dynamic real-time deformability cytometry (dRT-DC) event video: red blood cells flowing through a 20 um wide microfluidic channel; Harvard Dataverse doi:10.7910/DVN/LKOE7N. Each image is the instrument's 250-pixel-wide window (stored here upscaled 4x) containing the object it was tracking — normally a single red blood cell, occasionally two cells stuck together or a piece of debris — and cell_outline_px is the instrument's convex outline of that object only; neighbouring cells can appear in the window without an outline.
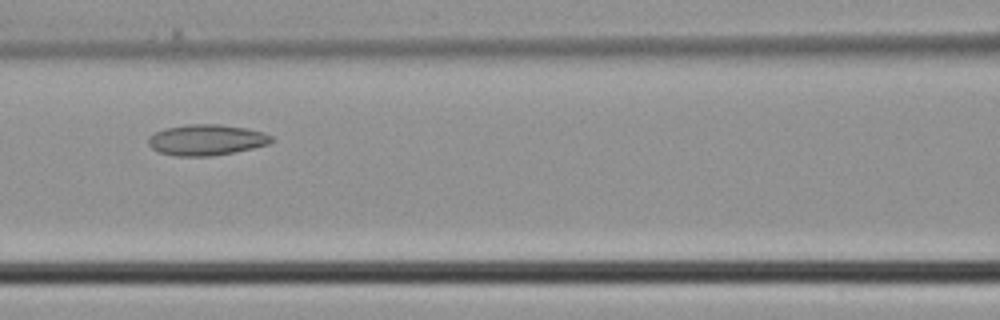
{"species": "common noctule bat (a hibernating species)", "species_latin": "Nyctalus noctula", "temperature_condition": "cold", "stored_images_in_passage": 6, "camera_frame_rate_fps": 3000, "um_per_image_px": 0.085, "animal": {"sex": "male", "body_mass_g": 21.5, "forearm_length_mm": 52.0}, "frame": {"image": 1, "passage_image": 6, "time_ms": 1.667, "image_size_px": [1000, 320], "cell_outline_px": [[276, 140], [268, 144], [252, 148], [212, 156], [176, 156], [160, 152], [152, 148], [148, 144], [148, 136], [156, 132], [168, 128], [188, 124], [220, 124], [248, 128], [264, 132], [272, 136]], "centroid_in_image_um": [17.58, 11.88], "position_along_channel_um": 149.0, "area_um2": 22.14}}